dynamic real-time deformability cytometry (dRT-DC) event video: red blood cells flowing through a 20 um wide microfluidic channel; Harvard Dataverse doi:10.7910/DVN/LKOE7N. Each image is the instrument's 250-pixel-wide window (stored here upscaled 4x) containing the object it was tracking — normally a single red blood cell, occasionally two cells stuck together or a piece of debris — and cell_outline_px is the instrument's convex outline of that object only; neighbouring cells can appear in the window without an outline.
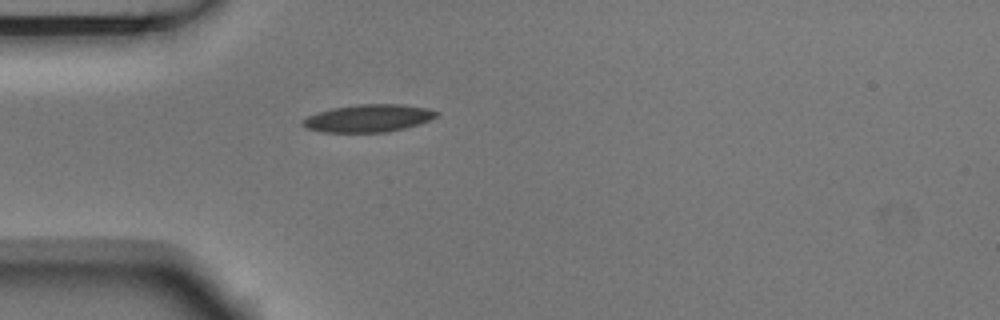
{"species": "Egyptian fruit bat (a non-hibernating species)", "species_latin": "Rousettus aegyptiacus", "temperature_condition": "room temperature", "stored_images_in_passage": 4, "camera_frame_rate_fps": 3000, "um_per_image_px": 0.085, "animal": {"sex": "male"}, "frame": {"image": 1, "passage_image": 4, "time_ms": 1.0, "image_size_px": [1000, 320], "cell_outline_px": [[440, 112], [436, 116], [420, 124], [388, 132], [320, 132], [308, 128], [300, 124], [308, 116], [332, 108], [356, 104], [404, 104], [424, 108]], "centroid_in_image_um": [31.32, 10.05], "position_along_channel_um": 53.7, "area_um2": 21.33}}